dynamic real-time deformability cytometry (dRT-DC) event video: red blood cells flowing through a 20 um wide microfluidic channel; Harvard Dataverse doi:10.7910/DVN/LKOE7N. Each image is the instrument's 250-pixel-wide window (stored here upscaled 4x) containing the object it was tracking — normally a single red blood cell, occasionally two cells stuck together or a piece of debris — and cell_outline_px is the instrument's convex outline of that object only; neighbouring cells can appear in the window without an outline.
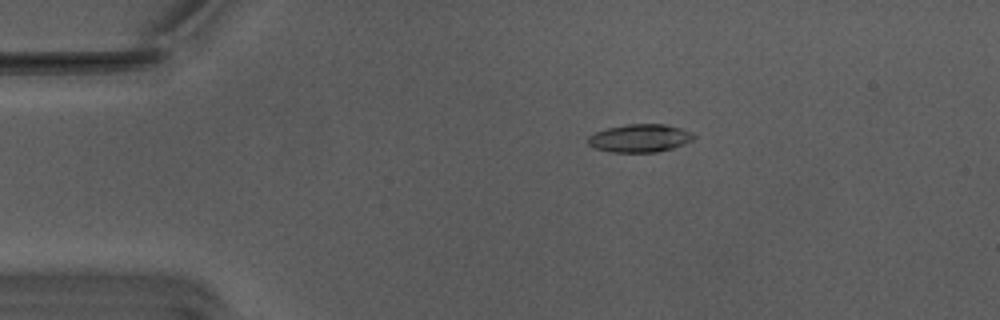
{"species": "Egyptian fruit bat (a non-hibernating species)", "species_latin": "Rousettus aegyptiacus", "temperature_condition": "warm", "stored_images_in_passage": 45, "camera_frame_rate_fps": 3000, "um_per_image_px": 0.085, "animal": {"sex": "male"}, "frame": {"image": 1, "passage_image": 1, "time_ms": 0.0, "image_size_px": [1000, 320], "cell_outline_px": [[696, 136], [692, 140], [684, 144], [672, 148], [656, 152], [608, 152], [596, 148], [588, 144], [588, 136], [596, 132], [608, 128], [628, 124], [664, 124], [680, 128], [692, 132]], "centroid_in_image_um": [54.39, 11.75], "position_along_channel_um": 30.6, "area_um2": 17.17}}
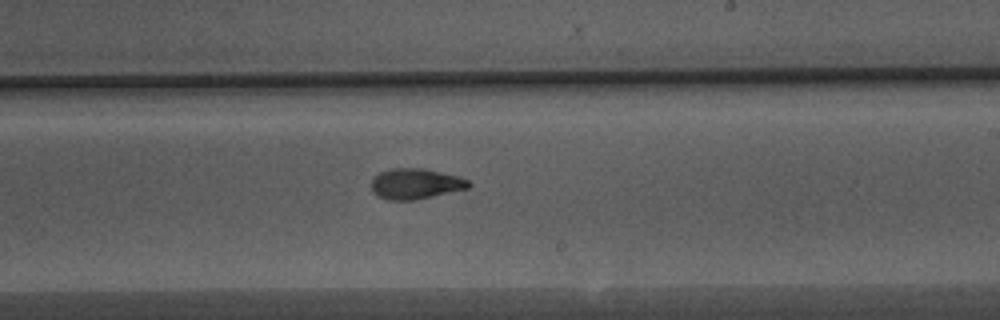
{"frame": {"image": 2, "passage_image": 23, "time_ms": 7.333, "image_size_px": [1000, 320], "cell_outline_px": [[472, 184], [468, 188], [416, 200], [384, 200], [376, 196], [372, 192], [372, 180], [380, 172], [388, 168], [424, 168], [456, 176], [468, 180]], "centroid_in_image_um": [35.28, 15.63], "position_along_channel_um": 253.7, "area_um2": 17.4}}
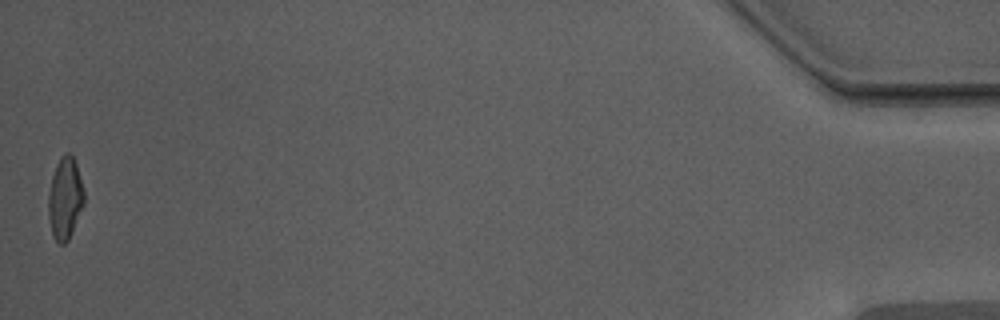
{"frame": {"image": 3, "passage_image": 45, "time_ms": 14.667, "image_size_px": [1000, 320], "cell_outline_px": [[84, 204], [68, 240], [64, 244], [60, 244], [52, 236], [48, 216], [48, 192], [52, 176], [56, 164], [60, 156], [64, 152], [68, 152], [72, 156], [76, 164], [84, 188]], "centroid_in_image_um": [5.52, 16.84], "position_along_channel_um": 429.7, "area_um2": 17.17}, "authors_computed_cell_mechanics": {"area_um2": 17.2822, "velocity_mm_per_s": 3.768, "shape_relaxation_time_tau1_ms": 5.1461, "shape_relaxation_time_tau2_ms": 2.9356, "deformation_change_tau1": 0.1855, "deformation_change_tau2": 0.1004}}